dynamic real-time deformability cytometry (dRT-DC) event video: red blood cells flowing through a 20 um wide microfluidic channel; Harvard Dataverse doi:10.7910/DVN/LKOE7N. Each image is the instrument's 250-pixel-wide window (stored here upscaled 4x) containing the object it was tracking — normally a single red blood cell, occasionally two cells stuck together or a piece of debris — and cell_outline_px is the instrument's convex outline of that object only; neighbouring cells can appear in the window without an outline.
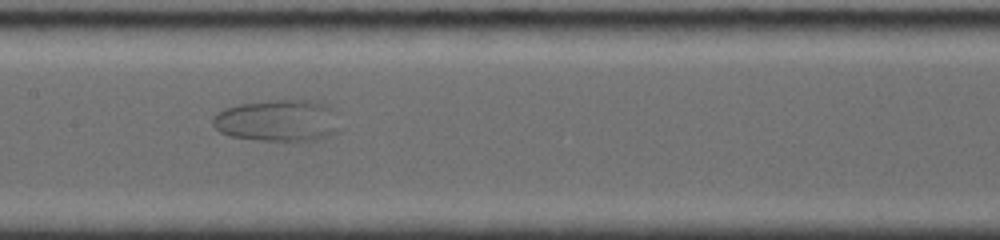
{"species": "common noctule bat (a hibernating species)", "species_latin": "Nyctalus noctula", "temperature_condition": "room temperature", "stored_images_in_passage": 62, "camera_frame_rate_fps": 4000, "um_per_image_px": 0.085, "animal": {"sex": "female", "body_mass_g": 19.0, "forearm_length_mm": 56.7}, "frame": {"image": 1, "passage_image": 20, "time_ms": 5.0, "image_size_px": [1000, 240], "cell_outline_px": [[340, 128], [336, 132], [316, 140], [260, 140], [232, 136], [220, 132], [212, 124], [212, 116], [216, 112], [224, 108], [240, 104], [268, 100], [312, 100], [328, 104]], "centroid_in_image_um": [23.57, 10.23], "position_along_channel_um": 183.8, "area_um2": 30.81}}
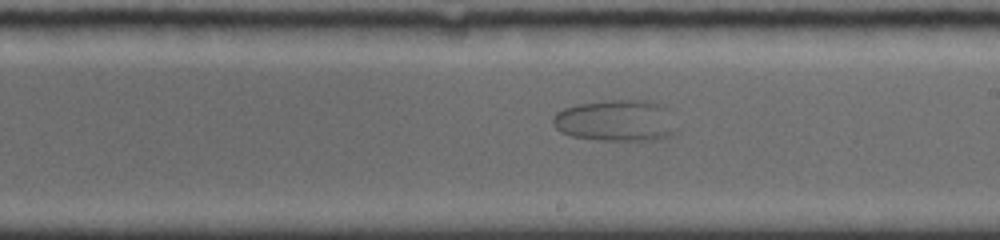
{"frame": {"image": 2, "passage_image": 27, "time_ms": 6.5, "image_size_px": [1000, 240], "cell_outline_px": [[680, 128], [676, 132], [660, 140], [600, 140], [572, 136], [560, 132], [552, 124], [552, 116], [556, 112], [564, 108], [580, 104], [608, 100], [644, 100], [660, 104], [668, 108]], "centroid_in_image_um": [52.42, 10.26], "position_along_channel_um": 236.6, "area_um2": 30.4}}
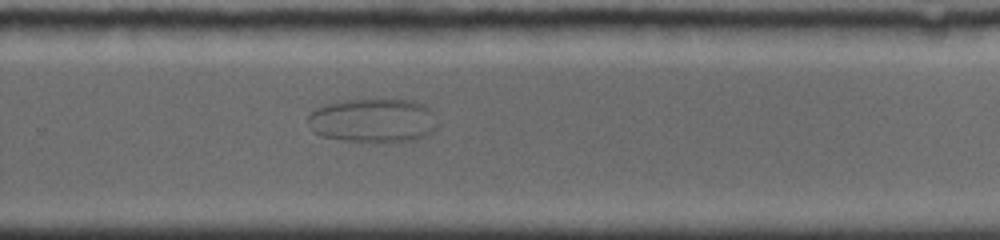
{"frame": {"image": 3, "passage_image": 35, "time_ms": 8.25, "image_size_px": [1000, 240], "cell_outline_px": [[436, 128], [432, 132], [416, 140], [344, 140], [320, 136], [312, 132], [308, 120], [308, 116], [316, 108], [328, 104], [344, 100], [412, 100], [424, 104], [432, 112], [436, 124]], "centroid_in_image_um": [31.69, 10.22], "position_along_channel_um": 298.1, "area_um2": 32.54}}